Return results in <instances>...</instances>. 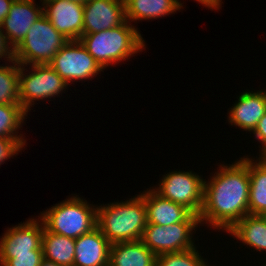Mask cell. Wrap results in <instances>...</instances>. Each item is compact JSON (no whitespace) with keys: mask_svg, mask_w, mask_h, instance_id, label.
<instances>
[{"mask_svg":"<svg viewBox=\"0 0 266 266\" xmlns=\"http://www.w3.org/2000/svg\"><path fill=\"white\" fill-rule=\"evenodd\" d=\"M40 266H61V265H58V264H56L54 262H51V261H48V260L43 259L41 261Z\"/></svg>","mask_w":266,"mask_h":266,"instance_id":"cell-31","label":"cell"},{"mask_svg":"<svg viewBox=\"0 0 266 266\" xmlns=\"http://www.w3.org/2000/svg\"><path fill=\"white\" fill-rule=\"evenodd\" d=\"M43 231L44 224L39 218H31L25 223L8 228L0 239V254H23L42 250Z\"/></svg>","mask_w":266,"mask_h":266,"instance_id":"cell-12","label":"cell"},{"mask_svg":"<svg viewBox=\"0 0 266 266\" xmlns=\"http://www.w3.org/2000/svg\"><path fill=\"white\" fill-rule=\"evenodd\" d=\"M200 222H178L172 225L147 224L141 241L156 256L195 248L192 231Z\"/></svg>","mask_w":266,"mask_h":266,"instance_id":"cell-9","label":"cell"},{"mask_svg":"<svg viewBox=\"0 0 266 266\" xmlns=\"http://www.w3.org/2000/svg\"><path fill=\"white\" fill-rule=\"evenodd\" d=\"M10 45V46H9ZM7 59V62L13 63L15 61V48L11 46L7 36L4 34L2 30V26L0 25V59Z\"/></svg>","mask_w":266,"mask_h":266,"instance_id":"cell-27","label":"cell"},{"mask_svg":"<svg viewBox=\"0 0 266 266\" xmlns=\"http://www.w3.org/2000/svg\"><path fill=\"white\" fill-rule=\"evenodd\" d=\"M34 1L14 0L1 25L3 32L5 31V35L14 48L23 41L34 22L43 15V7L36 5Z\"/></svg>","mask_w":266,"mask_h":266,"instance_id":"cell-14","label":"cell"},{"mask_svg":"<svg viewBox=\"0 0 266 266\" xmlns=\"http://www.w3.org/2000/svg\"><path fill=\"white\" fill-rule=\"evenodd\" d=\"M228 232L256 251H266V216L247 214Z\"/></svg>","mask_w":266,"mask_h":266,"instance_id":"cell-20","label":"cell"},{"mask_svg":"<svg viewBox=\"0 0 266 266\" xmlns=\"http://www.w3.org/2000/svg\"><path fill=\"white\" fill-rule=\"evenodd\" d=\"M43 14L68 40H79L83 35L84 5L68 0H40Z\"/></svg>","mask_w":266,"mask_h":266,"instance_id":"cell-10","label":"cell"},{"mask_svg":"<svg viewBox=\"0 0 266 266\" xmlns=\"http://www.w3.org/2000/svg\"><path fill=\"white\" fill-rule=\"evenodd\" d=\"M79 41L103 70L111 64L127 60L146 46L138 29L127 20L112 29L83 34Z\"/></svg>","mask_w":266,"mask_h":266,"instance_id":"cell-3","label":"cell"},{"mask_svg":"<svg viewBox=\"0 0 266 266\" xmlns=\"http://www.w3.org/2000/svg\"><path fill=\"white\" fill-rule=\"evenodd\" d=\"M125 21V0H90L84 4L83 34L112 29Z\"/></svg>","mask_w":266,"mask_h":266,"instance_id":"cell-11","label":"cell"},{"mask_svg":"<svg viewBox=\"0 0 266 266\" xmlns=\"http://www.w3.org/2000/svg\"><path fill=\"white\" fill-rule=\"evenodd\" d=\"M111 243L96 227L75 239L73 266H108Z\"/></svg>","mask_w":266,"mask_h":266,"instance_id":"cell-16","label":"cell"},{"mask_svg":"<svg viewBox=\"0 0 266 266\" xmlns=\"http://www.w3.org/2000/svg\"><path fill=\"white\" fill-rule=\"evenodd\" d=\"M232 107L228 122L245 131L253 132L258 121L266 113V91H245L239 95L238 101Z\"/></svg>","mask_w":266,"mask_h":266,"instance_id":"cell-15","label":"cell"},{"mask_svg":"<svg viewBox=\"0 0 266 266\" xmlns=\"http://www.w3.org/2000/svg\"><path fill=\"white\" fill-rule=\"evenodd\" d=\"M248 157L221 165L210 181H204L200 223L228 232L249 214Z\"/></svg>","mask_w":266,"mask_h":266,"instance_id":"cell-1","label":"cell"},{"mask_svg":"<svg viewBox=\"0 0 266 266\" xmlns=\"http://www.w3.org/2000/svg\"><path fill=\"white\" fill-rule=\"evenodd\" d=\"M144 203L148 224L165 226L178 222H200L198 215L183 205L161 197L153 189L144 191Z\"/></svg>","mask_w":266,"mask_h":266,"instance_id":"cell-13","label":"cell"},{"mask_svg":"<svg viewBox=\"0 0 266 266\" xmlns=\"http://www.w3.org/2000/svg\"><path fill=\"white\" fill-rule=\"evenodd\" d=\"M20 64L0 66V104H20L19 100Z\"/></svg>","mask_w":266,"mask_h":266,"instance_id":"cell-23","label":"cell"},{"mask_svg":"<svg viewBox=\"0 0 266 266\" xmlns=\"http://www.w3.org/2000/svg\"><path fill=\"white\" fill-rule=\"evenodd\" d=\"M197 2H200L205 7H208L210 9L218 10L220 7L213 1V0H196Z\"/></svg>","mask_w":266,"mask_h":266,"instance_id":"cell-30","label":"cell"},{"mask_svg":"<svg viewBox=\"0 0 266 266\" xmlns=\"http://www.w3.org/2000/svg\"><path fill=\"white\" fill-rule=\"evenodd\" d=\"M252 133L255 135V138L261 142L262 148H260L261 154L259 156H262L266 153V113L258 121V124Z\"/></svg>","mask_w":266,"mask_h":266,"instance_id":"cell-28","label":"cell"},{"mask_svg":"<svg viewBox=\"0 0 266 266\" xmlns=\"http://www.w3.org/2000/svg\"><path fill=\"white\" fill-rule=\"evenodd\" d=\"M43 250L23 254H0V266H40Z\"/></svg>","mask_w":266,"mask_h":266,"instance_id":"cell-25","label":"cell"},{"mask_svg":"<svg viewBox=\"0 0 266 266\" xmlns=\"http://www.w3.org/2000/svg\"><path fill=\"white\" fill-rule=\"evenodd\" d=\"M49 65L68 84L76 80L94 79L98 72L103 71L79 40H69Z\"/></svg>","mask_w":266,"mask_h":266,"instance_id":"cell-8","label":"cell"},{"mask_svg":"<svg viewBox=\"0 0 266 266\" xmlns=\"http://www.w3.org/2000/svg\"><path fill=\"white\" fill-rule=\"evenodd\" d=\"M90 205L76 195L42 212L39 219L47 231L77 239L97 227V206Z\"/></svg>","mask_w":266,"mask_h":266,"instance_id":"cell-4","label":"cell"},{"mask_svg":"<svg viewBox=\"0 0 266 266\" xmlns=\"http://www.w3.org/2000/svg\"><path fill=\"white\" fill-rule=\"evenodd\" d=\"M254 161V162H253ZM249 214L266 216V160L248 158Z\"/></svg>","mask_w":266,"mask_h":266,"instance_id":"cell-19","label":"cell"},{"mask_svg":"<svg viewBox=\"0 0 266 266\" xmlns=\"http://www.w3.org/2000/svg\"><path fill=\"white\" fill-rule=\"evenodd\" d=\"M27 114L20 104H0V137L16 139L24 147L26 140L22 134L16 133H19L17 129H21Z\"/></svg>","mask_w":266,"mask_h":266,"instance_id":"cell-22","label":"cell"},{"mask_svg":"<svg viewBox=\"0 0 266 266\" xmlns=\"http://www.w3.org/2000/svg\"><path fill=\"white\" fill-rule=\"evenodd\" d=\"M156 266H210L205 263L198 250L186 249L178 252L163 253L156 257Z\"/></svg>","mask_w":266,"mask_h":266,"instance_id":"cell-24","label":"cell"},{"mask_svg":"<svg viewBox=\"0 0 266 266\" xmlns=\"http://www.w3.org/2000/svg\"><path fill=\"white\" fill-rule=\"evenodd\" d=\"M204 179L192 171H173L163 176L153 190L161 197L183 205L195 215L203 207Z\"/></svg>","mask_w":266,"mask_h":266,"instance_id":"cell-7","label":"cell"},{"mask_svg":"<svg viewBox=\"0 0 266 266\" xmlns=\"http://www.w3.org/2000/svg\"><path fill=\"white\" fill-rule=\"evenodd\" d=\"M147 224L144 192L124 202L97 207V227L111 244L141 240Z\"/></svg>","mask_w":266,"mask_h":266,"instance_id":"cell-2","label":"cell"},{"mask_svg":"<svg viewBox=\"0 0 266 266\" xmlns=\"http://www.w3.org/2000/svg\"><path fill=\"white\" fill-rule=\"evenodd\" d=\"M68 41L43 14L15 48V60L26 67L33 64H49Z\"/></svg>","mask_w":266,"mask_h":266,"instance_id":"cell-5","label":"cell"},{"mask_svg":"<svg viewBox=\"0 0 266 266\" xmlns=\"http://www.w3.org/2000/svg\"><path fill=\"white\" fill-rule=\"evenodd\" d=\"M213 1H214L219 7H221V4H222L221 1H222V0H213Z\"/></svg>","mask_w":266,"mask_h":266,"instance_id":"cell-33","label":"cell"},{"mask_svg":"<svg viewBox=\"0 0 266 266\" xmlns=\"http://www.w3.org/2000/svg\"><path fill=\"white\" fill-rule=\"evenodd\" d=\"M13 2L14 0H0V25H2L4 19L7 17Z\"/></svg>","mask_w":266,"mask_h":266,"instance_id":"cell-29","label":"cell"},{"mask_svg":"<svg viewBox=\"0 0 266 266\" xmlns=\"http://www.w3.org/2000/svg\"><path fill=\"white\" fill-rule=\"evenodd\" d=\"M41 246L45 260L61 266H73L75 239L49 232L44 228Z\"/></svg>","mask_w":266,"mask_h":266,"instance_id":"cell-21","label":"cell"},{"mask_svg":"<svg viewBox=\"0 0 266 266\" xmlns=\"http://www.w3.org/2000/svg\"><path fill=\"white\" fill-rule=\"evenodd\" d=\"M68 1H74V2H76V3H79V4L84 5V4H86L87 2H89L90 0H68Z\"/></svg>","mask_w":266,"mask_h":266,"instance_id":"cell-32","label":"cell"},{"mask_svg":"<svg viewBox=\"0 0 266 266\" xmlns=\"http://www.w3.org/2000/svg\"><path fill=\"white\" fill-rule=\"evenodd\" d=\"M179 0H125L126 20L157 19L182 8Z\"/></svg>","mask_w":266,"mask_h":266,"instance_id":"cell-18","label":"cell"},{"mask_svg":"<svg viewBox=\"0 0 266 266\" xmlns=\"http://www.w3.org/2000/svg\"><path fill=\"white\" fill-rule=\"evenodd\" d=\"M30 67L32 72L29 75L25 73V65H20L19 73V100L27 113L36 100L58 97L69 85L49 64H33Z\"/></svg>","mask_w":266,"mask_h":266,"instance_id":"cell-6","label":"cell"},{"mask_svg":"<svg viewBox=\"0 0 266 266\" xmlns=\"http://www.w3.org/2000/svg\"><path fill=\"white\" fill-rule=\"evenodd\" d=\"M21 149L23 146L16 139L0 137V165L15 154L17 155Z\"/></svg>","mask_w":266,"mask_h":266,"instance_id":"cell-26","label":"cell"},{"mask_svg":"<svg viewBox=\"0 0 266 266\" xmlns=\"http://www.w3.org/2000/svg\"><path fill=\"white\" fill-rule=\"evenodd\" d=\"M156 255L141 240L111 244L108 266H156Z\"/></svg>","mask_w":266,"mask_h":266,"instance_id":"cell-17","label":"cell"}]
</instances>
